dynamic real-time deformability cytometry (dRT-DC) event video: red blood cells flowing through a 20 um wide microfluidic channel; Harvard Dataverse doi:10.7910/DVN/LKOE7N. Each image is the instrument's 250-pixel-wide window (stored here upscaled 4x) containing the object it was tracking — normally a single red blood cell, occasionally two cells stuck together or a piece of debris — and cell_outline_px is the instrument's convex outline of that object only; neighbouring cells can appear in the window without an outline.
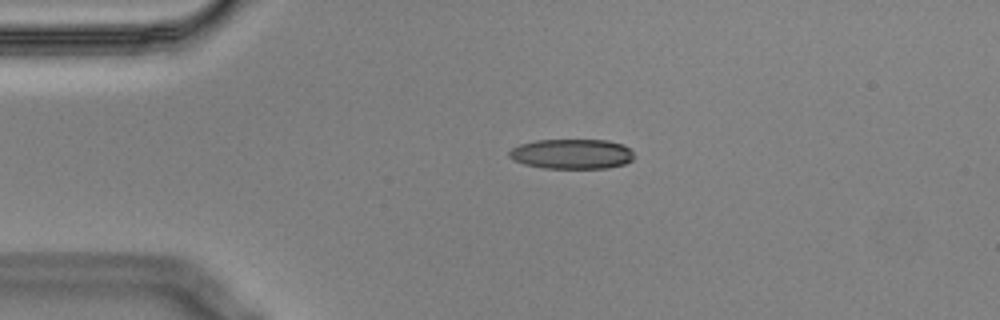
{"species": "Egyptian fruit bat (a non-hibernating species)", "species_latin": "Rousettus aegyptiacus", "temperature_condition": "cold", "stored_images_in_passage": 45, "camera_frame_rate_fps": 3000, "um_per_image_px": 0.085, "animal": {"sex": "male"}, "frame": {"image": 1, "passage_image": 1, "time_ms": 0.0, "image_size_px": [1000, 320], "cell_outline_px": [[636, 156], [632, 160], [624, 164], [608, 168], [544, 168], [524, 164], [512, 160], [508, 156], [508, 152], [512, 148], [520, 144], [536, 140], [608, 140], [624, 144]], "centroid_in_image_um": [48.61, 13.08], "position_along_channel_um": 36.4, "area_um2": 21.96}}
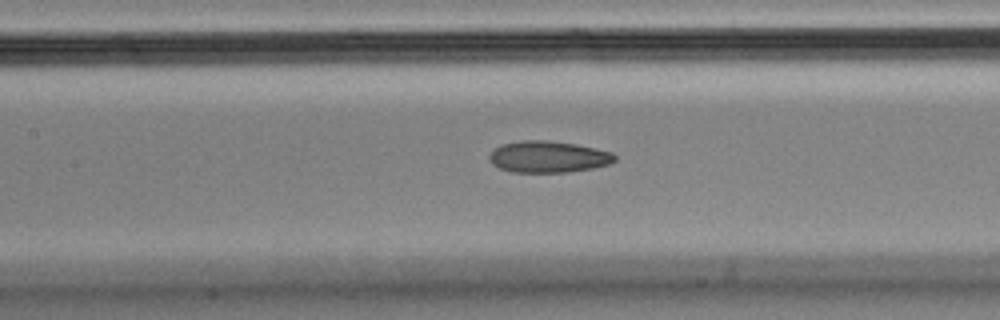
{"frame": {"image": 2, "passage_image": 14, "time_ms": 4.333, "image_size_px": [1000, 320], "cell_outline_px": [[616, 160], [608, 164], [592, 168], [568, 172], [512, 172], [500, 168], [492, 164], [488, 156], [500, 144], [520, 140], [548, 140], [576, 144], [612, 152], [616, 156]], "centroid_in_image_um": [46.59, 13.32], "position_along_channel_um": 160.8, "area_um2": 23.06}}
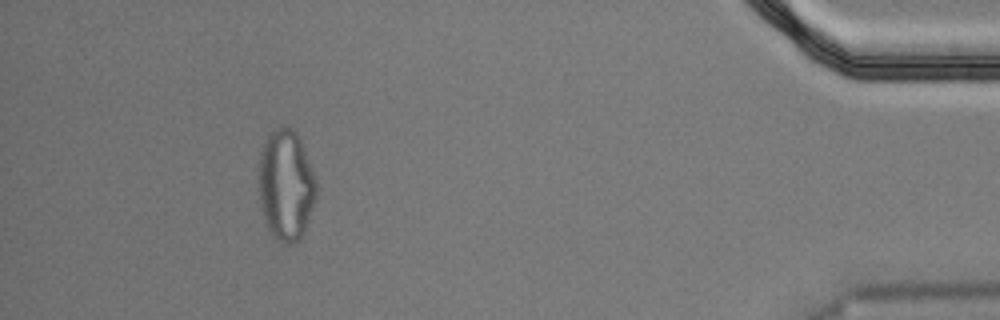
{"frame": {"image": 3, "passage_image": 40, "time_ms": 13.0, "image_size_px": [1000, 320], "cell_outline_px": [[316, 200], [304, 232], [296, 240], [288, 244], [280, 244], [276, 240], [264, 224], [260, 204], [260, 152], [264, 140], [276, 128], [292, 128], [296, 132], [304, 148], [316, 180]], "centroid_in_image_um": [24.31, 15.78], "position_along_channel_um": 410.9, "area_um2": 37.05}, "authors_computed_cell_mechanics": {"area_um2": 23.6402, "velocity_mm_per_s": 3.5778, "shape_relaxation_time_tau1_ms": null, "shape_relaxation_time_tau2_ms": 2.5709, "deformation_change_tau1": null, "deformation_change_tau2": 0.0968}}